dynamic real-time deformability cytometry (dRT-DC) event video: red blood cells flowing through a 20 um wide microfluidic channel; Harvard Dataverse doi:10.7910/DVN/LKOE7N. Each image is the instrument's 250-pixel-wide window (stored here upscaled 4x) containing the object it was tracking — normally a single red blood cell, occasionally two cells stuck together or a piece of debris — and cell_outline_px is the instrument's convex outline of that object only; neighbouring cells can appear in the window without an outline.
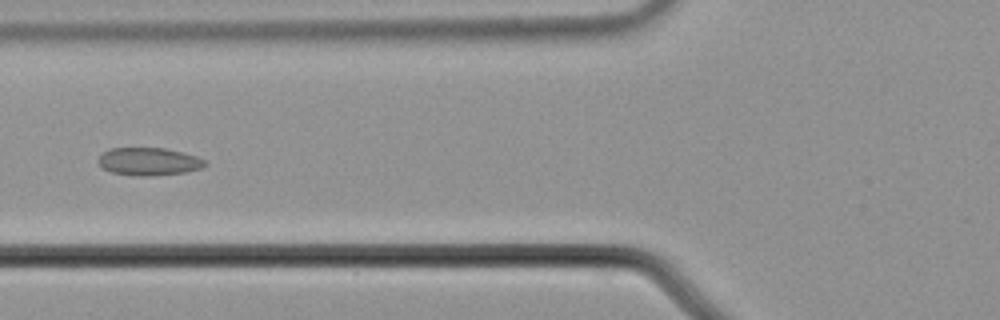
{"species": "common noctule bat (a hibernating species)", "species_latin": "Nyctalus noctula", "temperature_condition": "cold", "stored_images_in_passage": 3, "camera_frame_rate_fps": 3000, "um_per_image_px": 0.085, "animal": {"sex": "male", "body_mass_g": 21.5, "forearm_length_mm": 52.0}, "frame": {"image": 1, "passage_image": 2, "time_ms": 0.333, "image_size_px": [1000, 320], "cell_outline_px": [[208, 164], [200, 168], [184, 172], [148, 176], [132, 176], [112, 172], [100, 168], [96, 160], [104, 152], [112, 148], [164, 148], [184, 152], [196, 156], [204, 160]], "centroid_in_image_um": [12.61, 13.73], "position_along_channel_um": 113.2, "area_um2": 17.34}}